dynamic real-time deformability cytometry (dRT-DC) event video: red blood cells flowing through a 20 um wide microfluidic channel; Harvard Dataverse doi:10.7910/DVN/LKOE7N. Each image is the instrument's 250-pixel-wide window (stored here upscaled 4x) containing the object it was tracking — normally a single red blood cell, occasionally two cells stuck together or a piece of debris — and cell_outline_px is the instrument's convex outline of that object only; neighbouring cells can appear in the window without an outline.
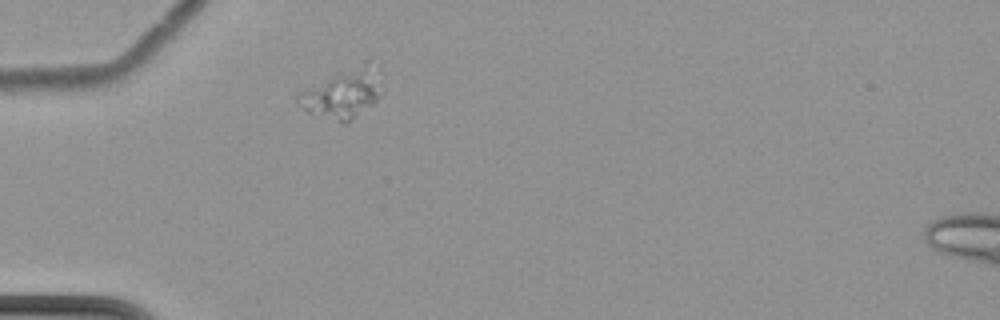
{"species": "common noctule bat (a hibernating species)", "species_latin": "Nyctalus noctula", "temperature_condition": "cold", "stored_images_in_passage": 1, "camera_frame_rate_fps": 3000, "um_per_image_px": 0.085, "animal": {"sex": "female", "body_mass_g": 22.7, "forearm_length_mm": 54.2}, "frame": {"image": 1, "passage_image": 1, "time_ms": 0.0, "image_size_px": [1000, 320], "cell_outline_px": [[384, 92], [372, 104], [352, 120], [344, 124], [308, 112], [296, 104], [296, 92], [332, 76], [360, 72], [384, 88]], "centroid_in_image_um": [28.89, 8.23], "position_along_channel_um": 56.1, "area_um2": 21.1}}